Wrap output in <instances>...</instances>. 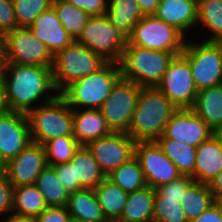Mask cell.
<instances>
[{"instance_id":"obj_1","label":"cell","mask_w":222,"mask_h":222,"mask_svg":"<svg viewBox=\"0 0 222 222\" xmlns=\"http://www.w3.org/2000/svg\"><path fill=\"white\" fill-rule=\"evenodd\" d=\"M0 76L5 84L6 102L11 111L27 114L38 106V102L41 104V98V101L48 103L59 95L53 82L52 67L7 63Z\"/></svg>"},{"instance_id":"obj_2","label":"cell","mask_w":222,"mask_h":222,"mask_svg":"<svg viewBox=\"0 0 222 222\" xmlns=\"http://www.w3.org/2000/svg\"><path fill=\"white\" fill-rule=\"evenodd\" d=\"M177 110L156 87H142L127 134L135 141H155Z\"/></svg>"},{"instance_id":"obj_3","label":"cell","mask_w":222,"mask_h":222,"mask_svg":"<svg viewBox=\"0 0 222 222\" xmlns=\"http://www.w3.org/2000/svg\"><path fill=\"white\" fill-rule=\"evenodd\" d=\"M121 78L119 64L106 62L96 72L68 85L59 95L73 110H97Z\"/></svg>"},{"instance_id":"obj_4","label":"cell","mask_w":222,"mask_h":222,"mask_svg":"<svg viewBox=\"0 0 222 222\" xmlns=\"http://www.w3.org/2000/svg\"><path fill=\"white\" fill-rule=\"evenodd\" d=\"M181 53L131 45L128 41L118 62L122 78L141 87H156L166 72L170 61Z\"/></svg>"},{"instance_id":"obj_5","label":"cell","mask_w":222,"mask_h":222,"mask_svg":"<svg viewBox=\"0 0 222 222\" xmlns=\"http://www.w3.org/2000/svg\"><path fill=\"white\" fill-rule=\"evenodd\" d=\"M26 115L33 142L44 145L59 136L73 135V109L60 95Z\"/></svg>"},{"instance_id":"obj_6","label":"cell","mask_w":222,"mask_h":222,"mask_svg":"<svg viewBox=\"0 0 222 222\" xmlns=\"http://www.w3.org/2000/svg\"><path fill=\"white\" fill-rule=\"evenodd\" d=\"M106 63L92 50L74 41L53 56V82L60 94L68 85L96 72Z\"/></svg>"},{"instance_id":"obj_7","label":"cell","mask_w":222,"mask_h":222,"mask_svg":"<svg viewBox=\"0 0 222 222\" xmlns=\"http://www.w3.org/2000/svg\"><path fill=\"white\" fill-rule=\"evenodd\" d=\"M186 41L182 55L189 61L197 90L222 84V42Z\"/></svg>"},{"instance_id":"obj_8","label":"cell","mask_w":222,"mask_h":222,"mask_svg":"<svg viewBox=\"0 0 222 222\" xmlns=\"http://www.w3.org/2000/svg\"><path fill=\"white\" fill-rule=\"evenodd\" d=\"M75 41L106 62L118 63L127 44V37L111 24L106 15H102L91 16Z\"/></svg>"},{"instance_id":"obj_9","label":"cell","mask_w":222,"mask_h":222,"mask_svg":"<svg viewBox=\"0 0 222 222\" xmlns=\"http://www.w3.org/2000/svg\"><path fill=\"white\" fill-rule=\"evenodd\" d=\"M186 37L154 15H144L133 28L127 41L134 46L169 53H182Z\"/></svg>"},{"instance_id":"obj_10","label":"cell","mask_w":222,"mask_h":222,"mask_svg":"<svg viewBox=\"0 0 222 222\" xmlns=\"http://www.w3.org/2000/svg\"><path fill=\"white\" fill-rule=\"evenodd\" d=\"M141 86L121 78L100 107L112 132L127 133L135 112Z\"/></svg>"},{"instance_id":"obj_11","label":"cell","mask_w":222,"mask_h":222,"mask_svg":"<svg viewBox=\"0 0 222 222\" xmlns=\"http://www.w3.org/2000/svg\"><path fill=\"white\" fill-rule=\"evenodd\" d=\"M156 88L177 109L193 107L198 90L193 80L190 63L182 54L173 57Z\"/></svg>"},{"instance_id":"obj_12","label":"cell","mask_w":222,"mask_h":222,"mask_svg":"<svg viewBox=\"0 0 222 222\" xmlns=\"http://www.w3.org/2000/svg\"><path fill=\"white\" fill-rule=\"evenodd\" d=\"M53 167L69 194L82 188L94 189L106 178L86 146H80L68 163Z\"/></svg>"},{"instance_id":"obj_13","label":"cell","mask_w":222,"mask_h":222,"mask_svg":"<svg viewBox=\"0 0 222 222\" xmlns=\"http://www.w3.org/2000/svg\"><path fill=\"white\" fill-rule=\"evenodd\" d=\"M7 63L53 67V56L29 27H17L5 34Z\"/></svg>"},{"instance_id":"obj_14","label":"cell","mask_w":222,"mask_h":222,"mask_svg":"<svg viewBox=\"0 0 222 222\" xmlns=\"http://www.w3.org/2000/svg\"><path fill=\"white\" fill-rule=\"evenodd\" d=\"M135 158L140 163L146 185L153 189L182 176L156 141L136 142Z\"/></svg>"},{"instance_id":"obj_15","label":"cell","mask_w":222,"mask_h":222,"mask_svg":"<svg viewBox=\"0 0 222 222\" xmlns=\"http://www.w3.org/2000/svg\"><path fill=\"white\" fill-rule=\"evenodd\" d=\"M135 144L136 142L127 133L112 132L110 135L89 142L86 147L107 176L135 157Z\"/></svg>"},{"instance_id":"obj_16","label":"cell","mask_w":222,"mask_h":222,"mask_svg":"<svg viewBox=\"0 0 222 222\" xmlns=\"http://www.w3.org/2000/svg\"><path fill=\"white\" fill-rule=\"evenodd\" d=\"M30 142L31 133L25 113L9 110L0 115V167L15 158Z\"/></svg>"},{"instance_id":"obj_17","label":"cell","mask_w":222,"mask_h":222,"mask_svg":"<svg viewBox=\"0 0 222 222\" xmlns=\"http://www.w3.org/2000/svg\"><path fill=\"white\" fill-rule=\"evenodd\" d=\"M47 165L44 146L32 141L2 167L14 187L35 184L36 178Z\"/></svg>"},{"instance_id":"obj_18","label":"cell","mask_w":222,"mask_h":222,"mask_svg":"<svg viewBox=\"0 0 222 222\" xmlns=\"http://www.w3.org/2000/svg\"><path fill=\"white\" fill-rule=\"evenodd\" d=\"M212 134L211 128L191 108H183L173 113L161 136L197 148Z\"/></svg>"},{"instance_id":"obj_19","label":"cell","mask_w":222,"mask_h":222,"mask_svg":"<svg viewBox=\"0 0 222 222\" xmlns=\"http://www.w3.org/2000/svg\"><path fill=\"white\" fill-rule=\"evenodd\" d=\"M29 28L46 45L52 56L75 41L63 28L53 7L39 14Z\"/></svg>"},{"instance_id":"obj_20","label":"cell","mask_w":222,"mask_h":222,"mask_svg":"<svg viewBox=\"0 0 222 222\" xmlns=\"http://www.w3.org/2000/svg\"><path fill=\"white\" fill-rule=\"evenodd\" d=\"M197 9L198 0H161L153 15L186 37L185 33L197 25Z\"/></svg>"},{"instance_id":"obj_21","label":"cell","mask_w":222,"mask_h":222,"mask_svg":"<svg viewBox=\"0 0 222 222\" xmlns=\"http://www.w3.org/2000/svg\"><path fill=\"white\" fill-rule=\"evenodd\" d=\"M222 169V142L212 134L196 148L194 181L210 184Z\"/></svg>"},{"instance_id":"obj_22","label":"cell","mask_w":222,"mask_h":222,"mask_svg":"<svg viewBox=\"0 0 222 222\" xmlns=\"http://www.w3.org/2000/svg\"><path fill=\"white\" fill-rule=\"evenodd\" d=\"M111 133L112 131L99 109L73 110V136L81 146H86L89 142Z\"/></svg>"},{"instance_id":"obj_23","label":"cell","mask_w":222,"mask_h":222,"mask_svg":"<svg viewBox=\"0 0 222 222\" xmlns=\"http://www.w3.org/2000/svg\"><path fill=\"white\" fill-rule=\"evenodd\" d=\"M67 211L84 222H109L99 205L94 189L82 188L68 195Z\"/></svg>"},{"instance_id":"obj_24","label":"cell","mask_w":222,"mask_h":222,"mask_svg":"<svg viewBox=\"0 0 222 222\" xmlns=\"http://www.w3.org/2000/svg\"><path fill=\"white\" fill-rule=\"evenodd\" d=\"M155 189L150 186L130 192L116 222H153Z\"/></svg>"},{"instance_id":"obj_25","label":"cell","mask_w":222,"mask_h":222,"mask_svg":"<svg viewBox=\"0 0 222 222\" xmlns=\"http://www.w3.org/2000/svg\"><path fill=\"white\" fill-rule=\"evenodd\" d=\"M191 109L214 131L222 123V84L199 90Z\"/></svg>"},{"instance_id":"obj_26","label":"cell","mask_w":222,"mask_h":222,"mask_svg":"<svg viewBox=\"0 0 222 222\" xmlns=\"http://www.w3.org/2000/svg\"><path fill=\"white\" fill-rule=\"evenodd\" d=\"M94 192L106 219L116 222L122 214L129 193L107 177L94 188Z\"/></svg>"},{"instance_id":"obj_27","label":"cell","mask_w":222,"mask_h":222,"mask_svg":"<svg viewBox=\"0 0 222 222\" xmlns=\"http://www.w3.org/2000/svg\"><path fill=\"white\" fill-rule=\"evenodd\" d=\"M106 16L111 24L128 38L143 14L137 0H108Z\"/></svg>"},{"instance_id":"obj_28","label":"cell","mask_w":222,"mask_h":222,"mask_svg":"<svg viewBox=\"0 0 222 222\" xmlns=\"http://www.w3.org/2000/svg\"><path fill=\"white\" fill-rule=\"evenodd\" d=\"M155 141L163 153L175 164L178 171L182 175L191 176L194 180L196 148L167 136H160Z\"/></svg>"},{"instance_id":"obj_29","label":"cell","mask_w":222,"mask_h":222,"mask_svg":"<svg viewBox=\"0 0 222 222\" xmlns=\"http://www.w3.org/2000/svg\"><path fill=\"white\" fill-rule=\"evenodd\" d=\"M35 185L48 207H66L69 193L64 189L53 166L47 165L38 175Z\"/></svg>"},{"instance_id":"obj_30","label":"cell","mask_w":222,"mask_h":222,"mask_svg":"<svg viewBox=\"0 0 222 222\" xmlns=\"http://www.w3.org/2000/svg\"><path fill=\"white\" fill-rule=\"evenodd\" d=\"M47 207L35 184L13 187V213L37 217Z\"/></svg>"},{"instance_id":"obj_31","label":"cell","mask_w":222,"mask_h":222,"mask_svg":"<svg viewBox=\"0 0 222 222\" xmlns=\"http://www.w3.org/2000/svg\"><path fill=\"white\" fill-rule=\"evenodd\" d=\"M185 212L188 221L199 217L213 203V194L208 184L194 181L184 192L183 198L179 201Z\"/></svg>"},{"instance_id":"obj_32","label":"cell","mask_w":222,"mask_h":222,"mask_svg":"<svg viewBox=\"0 0 222 222\" xmlns=\"http://www.w3.org/2000/svg\"><path fill=\"white\" fill-rule=\"evenodd\" d=\"M198 24L203 25L210 30L209 34H212L203 41L222 42V0H198Z\"/></svg>"},{"instance_id":"obj_33","label":"cell","mask_w":222,"mask_h":222,"mask_svg":"<svg viewBox=\"0 0 222 222\" xmlns=\"http://www.w3.org/2000/svg\"><path fill=\"white\" fill-rule=\"evenodd\" d=\"M52 7L63 28L76 40L91 16L66 0H52Z\"/></svg>"},{"instance_id":"obj_34","label":"cell","mask_w":222,"mask_h":222,"mask_svg":"<svg viewBox=\"0 0 222 222\" xmlns=\"http://www.w3.org/2000/svg\"><path fill=\"white\" fill-rule=\"evenodd\" d=\"M106 177L128 193L147 186L140 163L135 157L120 165Z\"/></svg>"},{"instance_id":"obj_35","label":"cell","mask_w":222,"mask_h":222,"mask_svg":"<svg viewBox=\"0 0 222 222\" xmlns=\"http://www.w3.org/2000/svg\"><path fill=\"white\" fill-rule=\"evenodd\" d=\"M43 146L48 165L55 166L68 163L81 145L73 135H66L51 139Z\"/></svg>"},{"instance_id":"obj_36","label":"cell","mask_w":222,"mask_h":222,"mask_svg":"<svg viewBox=\"0 0 222 222\" xmlns=\"http://www.w3.org/2000/svg\"><path fill=\"white\" fill-rule=\"evenodd\" d=\"M153 222H188L179 199L164 198L155 189Z\"/></svg>"},{"instance_id":"obj_37","label":"cell","mask_w":222,"mask_h":222,"mask_svg":"<svg viewBox=\"0 0 222 222\" xmlns=\"http://www.w3.org/2000/svg\"><path fill=\"white\" fill-rule=\"evenodd\" d=\"M19 27H30L35 18L52 7V0H12Z\"/></svg>"},{"instance_id":"obj_38","label":"cell","mask_w":222,"mask_h":222,"mask_svg":"<svg viewBox=\"0 0 222 222\" xmlns=\"http://www.w3.org/2000/svg\"><path fill=\"white\" fill-rule=\"evenodd\" d=\"M194 182L191 176L182 175L178 179L165 183L156 188V191L164 198H183L185 190Z\"/></svg>"},{"instance_id":"obj_39","label":"cell","mask_w":222,"mask_h":222,"mask_svg":"<svg viewBox=\"0 0 222 222\" xmlns=\"http://www.w3.org/2000/svg\"><path fill=\"white\" fill-rule=\"evenodd\" d=\"M8 212L13 213V185L4 168L0 167V215Z\"/></svg>"},{"instance_id":"obj_40","label":"cell","mask_w":222,"mask_h":222,"mask_svg":"<svg viewBox=\"0 0 222 222\" xmlns=\"http://www.w3.org/2000/svg\"><path fill=\"white\" fill-rule=\"evenodd\" d=\"M17 27L12 0H0V32L6 34Z\"/></svg>"},{"instance_id":"obj_41","label":"cell","mask_w":222,"mask_h":222,"mask_svg":"<svg viewBox=\"0 0 222 222\" xmlns=\"http://www.w3.org/2000/svg\"><path fill=\"white\" fill-rule=\"evenodd\" d=\"M76 8L84 10L90 16L107 14L108 0H66Z\"/></svg>"},{"instance_id":"obj_42","label":"cell","mask_w":222,"mask_h":222,"mask_svg":"<svg viewBox=\"0 0 222 222\" xmlns=\"http://www.w3.org/2000/svg\"><path fill=\"white\" fill-rule=\"evenodd\" d=\"M70 214L66 207H47L37 217L38 222H68Z\"/></svg>"},{"instance_id":"obj_43","label":"cell","mask_w":222,"mask_h":222,"mask_svg":"<svg viewBox=\"0 0 222 222\" xmlns=\"http://www.w3.org/2000/svg\"><path fill=\"white\" fill-rule=\"evenodd\" d=\"M188 222H222V204L220 202L213 203L199 217Z\"/></svg>"},{"instance_id":"obj_44","label":"cell","mask_w":222,"mask_h":222,"mask_svg":"<svg viewBox=\"0 0 222 222\" xmlns=\"http://www.w3.org/2000/svg\"><path fill=\"white\" fill-rule=\"evenodd\" d=\"M209 188L213 194L215 202H220L222 200V169L219 171L218 175L211 181Z\"/></svg>"},{"instance_id":"obj_45","label":"cell","mask_w":222,"mask_h":222,"mask_svg":"<svg viewBox=\"0 0 222 222\" xmlns=\"http://www.w3.org/2000/svg\"><path fill=\"white\" fill-rule=\"evenodd\" d=\"M161 0H137L140 12L144 15H153Z\"/></svg>"},{"instance_id":"obj_46","label":"cell","mask_w":222,"mask_h":222,"mask_svg":"<svg viewBox=\"0 0 222 222\" xmlns=\"http://www.w3.org/2000/svg\"><path fill=\"white\" fill-rule=\"evenodd\" d=\"M6 64V38L5 34L0 32V73L2 72Z\"/></svg>"},{"instance_id":"obj_47","label":"cell","mask_w":222,"mask_h":222,"mask_svg":"<svg viewBox=\"0 0 222 222\" xmlns=\"http://www.w3.org/2000/svg\"><path fill=\"white\" fill-rule=\"evenodd\" d=\"M9 111L7 102H6V93H5V84L0 76V115H3Z\"/></svg>"},{"instance_id":"obj_48","label":"cell","mask_w":222,"mask_h":222,"mask_svg":"<svg viewBox=\"0 0 222 222\" xmlns=\"http://www.w3.org/2000/svg\"><path fill=\"white\" fill-rule=\"evenodd\" d=\"M10 214V215H9ZM3 222H38L36 217L22 216L15 213H9Z\"/></svg>"},{"instance_id":"obj_49","label":"cell","mask_w":222,"mask_h":222,"mask_svg":"<svg viewBox=\"0 0 222 222\" xmlns=\"http://www.w3.org/2000/svg\"><path fill=\"white\" fill-rule=\"evenodd\" d=\"M213 134L222 142V123L213 131Z\"/></svg>"},{"instance_id":"obj_50","label":"cell","mask_w":222,"mask_h":222,"mask_svg":"<svg viewBox=\"0 0 222 222\" xmlns=\"http://www.w3.org/2000/svg\"><path fill=\"white\" fill-rule=\"evenodd\" d=\"M68 222H84V221L77 219V218L70 217Z\"/></svg>"}]
</instances>
